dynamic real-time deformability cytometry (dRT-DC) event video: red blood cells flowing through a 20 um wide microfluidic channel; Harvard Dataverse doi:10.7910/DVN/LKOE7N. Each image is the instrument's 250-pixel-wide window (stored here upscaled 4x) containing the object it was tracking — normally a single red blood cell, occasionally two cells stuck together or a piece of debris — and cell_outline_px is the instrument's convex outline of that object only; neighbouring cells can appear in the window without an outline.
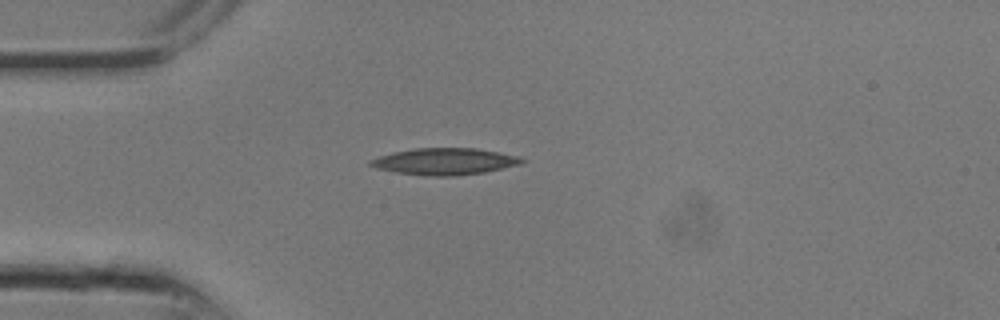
{"species": "common noctule bat (a hibernating species)", "species_latin": "Nyctalus noctula", "temperature_condition": "room temperature", "stored_images_in_passage": 5, "camera_frame_rate_fps": 3000, "um_per_image_px": 0.085, "animal": {"sex": "male", "body_mass_g": 13.3}, "frame": {"image": 1, "passage_image": 1, "time_ms": 0.0, "image_size_px": [1000, 320], "cell_outline_px": [[528, 160], [520, 164], [484, 172], [456, 176], [424, 176], [396, 172], [376, 168], [368, 164], [368, 160], [392, 152], [412, 148], [476, 148], [520, 156]], "centroid_in_image_um": [37.79, 13.72], "position_along_channel_um": 47.2, "area_um2": 23.7}}
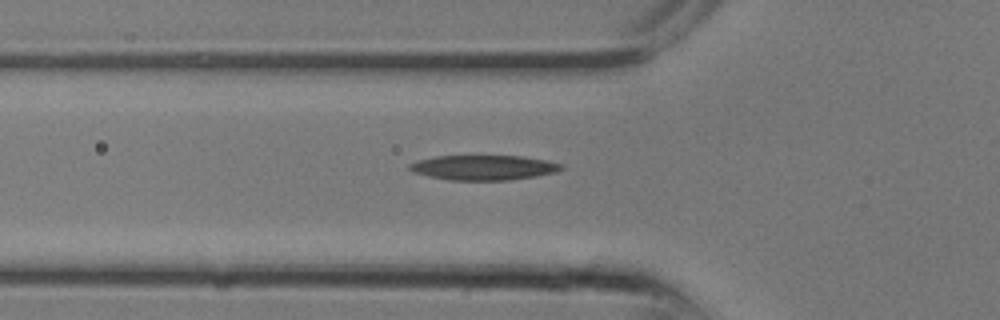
{"frame": {"image": 2, "passage_image": 3, "time_ms": 0.667, "image_size_px": [1000, 320], "cell_outline_px": [[564, 168], [556, 172], [536, 176], [508, 180], [448, 180], [428, 176], [412, 172], [408, 168], [408, 164], [420, 160], [436, 156], [524, 156], [548, 160], [564, 164]], "centroid_in_image_um": [41.14, 14.24], "position_along_channel_um": 84.7, "area_um2": 22.14}}
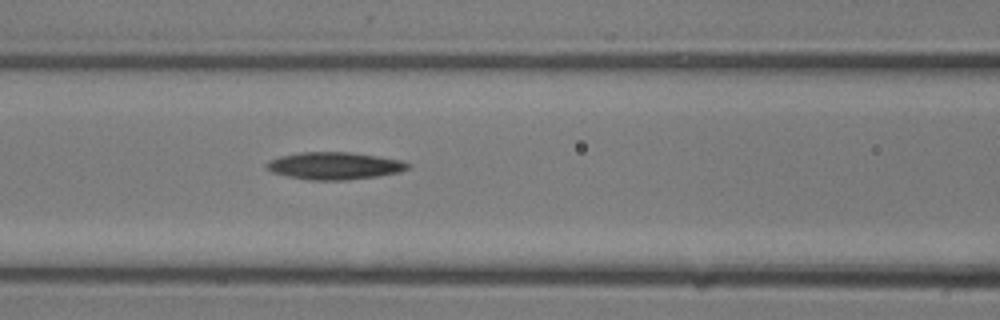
{"frame": {"image": 3, "passage_image": 5, "time_ms": 1.333, "image_size_px": [1000, 320], "cell_outline_px": [[412, 164], [408, 168], [400, 172], [376, 176], [344, 180], [308, 180], [288, 176], [272, 172], [264, 168], [264, 164], [268, 160], [280, 156], [300, 152], [348, 152], [404, 160]], "centroid_in_image_um": [28.4, 14.09], "position_along_channel_um": 138.2, "area_um2": 22.6}}